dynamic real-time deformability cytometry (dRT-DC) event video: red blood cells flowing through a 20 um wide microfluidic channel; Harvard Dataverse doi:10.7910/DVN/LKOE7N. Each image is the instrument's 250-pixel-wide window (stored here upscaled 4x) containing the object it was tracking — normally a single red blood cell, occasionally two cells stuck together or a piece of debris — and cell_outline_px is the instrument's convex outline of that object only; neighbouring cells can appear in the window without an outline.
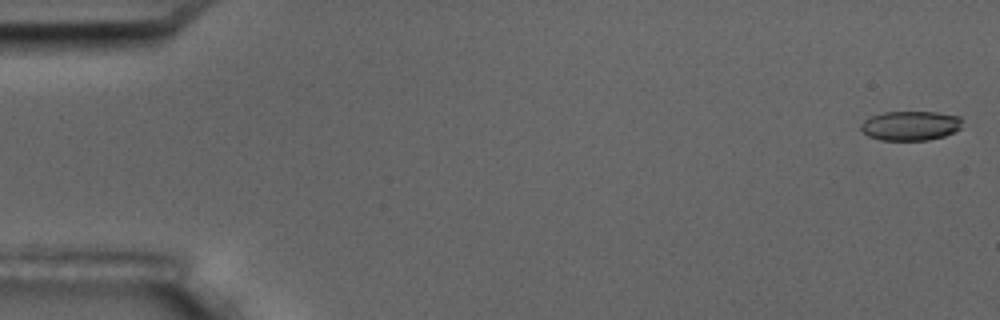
{"species": "common noctule bat (a hibernating species)", "species_latin": "Nyctalus noctula", "temperature_condition": "room temperature", "stored_images_in_passage": 5, "camera_frame_rate_fps": 3000, "um_per_image_px": 0.085, "animal": {"sex": "male", "body_mass_g": 17.5, "forearm_length_mm": 52.3}, "frame": {"image": 1, "passage_image": 1, "time_ms": 0.0, "image_size_px": [1000, 320], "cell_outline_px": [[960, 128], [956, 132], [944, 136], [928, 140], [880, 140], [868, 136], [860, 128], [860, 124], [864, 120], [872, 116], [884, 112], [936, 112], [960, 116]], "centroid_in_image_um": [77.38, 10.69], "position_along_channel_um": 7.6, "area_um2": 17.4}}
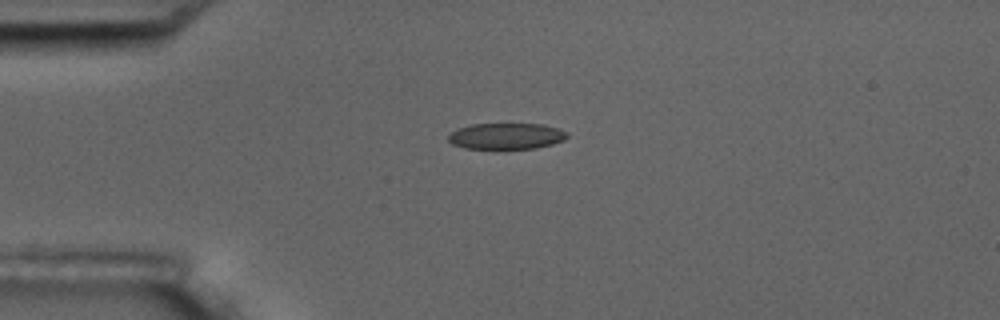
{"frame": {"image": 2, "passage_image": 4, "time_ms": 4.333, "image_size_px": [1000, 320], "cell_outline_px": [[568, 136], [564, 140], [552, 144], [536, 148], [464, 148], [452, 144], [448, 140], [448, 136], [456, 128], [472, 124], [544, 124], [568, 132]], "centroid_in_image_um": [43.03, 11.56], "position_along_channel_um": 42.0, "area_um2": 18.03}}